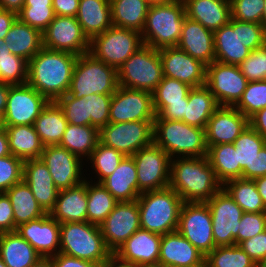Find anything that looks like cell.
I'll list each match as a JSON object with an SVG mask.
<instances>
[{
  "label": "cell",
  "instance_id": "6da1fadb",
  "mask_svg": "<svg viewBox=\"0 0 266 267\" xmlns=\"http://www.w3.org/2000/svg\"><path fill=\"white\" fill-rule=\"evenodd\" d=\"M77 55L43 47L28 61L27 84L49 102L67 94Z\"/></svg>",
  "mask_w": 266,
  "mask_h": 267
},
{
  "label": "cell",
  "instance_id": "7a4b0ae2",
  "mask_svg": "<svg viewBox=\"0 0 266 267\" xmlns=\"http://www.w3.org/2000/svg\"><path fill=\"white\" fill-rule=\"evenodd\" d=\"M183 202H206L223 185L205 157H178L171 159L170 183Z\"/></svg>",
  "mask_w": 266,
  "mask_h": 267
},
{
  "label": "cell",
  "instance_id": "3957f363",
  "mask_svg": "<svg viewBox=\"0 0 266 267\" xmlns=\"http://www.w3.org/2000/svg\"><path fill=\"white\" fill-rule=\"evenodd\" d=\"M153 142L171 158L205 157L208 152L205 129L159 116L154 119Z\"/></svg>",
  "mask_w": 266,
  "mask_h": 267
},
{
  "label": "cell",
  "instance_id": "277c9868",
  "mask_svg": "<svg viewBox=\"0 0 266 267\" xmlns=\"http://www.w3.org/2000/svg\"><path fill=\"white\" fill-rule=\"evenodd\" d=\"M137 202L142 229L161 236L178 229L183 200L172 188L142 192Z\"/></svg>",
  "mask_w": 266,
  "mask_h": 267
},
{
  "label": "cell",
  "instance_id": "5b68a950",
  "mask_svg": "<svg viewBox=\"0 0 266 267\" xmlns=\"http://www.w3.org/2000/svg\"><path fill=\"white\" fill-rule=\"evenodd\" d=\"M185 17L182 0L150 5L141 32L143 45L157 50L177 47Z\"/></svg>",
  "mask_w": 266,
  "mask_h": 267
},
{
  "label": "cell",
  "instance_id": "8992f818",
  "mask_svg": "<svg viewBox=\"0 0 266 267\" xmlns=\"http://www.w3.org/2000/svg\"><path fill=\"white\" fill-rule=\"evenodd\" d=\"M60 253L106 267L112 252L98 225L85 222L60 223Z\"/></svg>",
  "mask_w": 266,
  "mask_h": 267
},
{
  "label": "cell",
  "instance_id": "52a82bcc",
  "mask_svg": "<svg viewBox=\"0 0 266 267\" xmlns=\"http://www.w3.org/2000/svg\"><path fill=\"white\" fill-rule=\"evenodd\" d=\"M118 86L117 69L88 52L77 57L68 94L77 99L91 94L113 95Z\"/></svg>",
  "mask_w": 266,
  "mask_h": 267
},
{
  "label": "cell",
  "instance_id": "ba28073f",
  "mask_svg": "<svg viewBox=\"0 0 266 267\" xmlns=\"http://www.w3.org/2000/svg\"><path fill=\"white\" fill-rule=\"evenodd\" d=\"M117 73L119 86L152 93L164 77L159 50L142 45Z\"/></svg>",
  "mask_w": 266,
  "mask_h": 267
},
{
  "label": "cell",
  "instance_id": "9c48e42d",
  "mask_svg": "<svg viewBox=\"0 0 266 267\" xmlns=\"http://www.w3.org/2000/svg\"><path fill=\"white\" fill-rule=\"evenodd\" d=\"M142 45L140 32L111 26L90 41L89 53L118 69Z\"/></svg>",
  "mask_w": 266,
  "mask_h": 267
},
{
  "label": "cell",
  "instance_id": "30bf717a",
  "mask_svg": "<svg viewBox=\"0 0 266 267\" xmlns=\"http://www.w3.org/2000/svg\"><path fill=\"white\" fill-rule=\"evenodd\" d=\"M154 121L109 122L99 129V142L125 156L153 143Z\"/></svg>",
  "mask_w": 266,
  "mask_h": 267
},
{
  "label": "cell",
  "instance_id": "8fae6325",
  "mask_svg": "<svg viewBox=\"0 0 266 267\" xmlns=\"http://www.w3.org/2000/svg\"><path fill=\"white\" fill-rule=\"evenodd\" d=\"M177 231L205 257L217 247L212 232L211 211L206 202H183Z\"/></svg>",
  "mask_w": 266,
  "mask_h": 267
},
{
  "label": "cell",
  "instance_id": "7c38bea8",
  "mask_svg": "<svg viewBox=\"0 0 266 267\" xmlns=\"http://www.w3.org/2000/svg\"><path fill=\"white\" fill-rule=\"evenodd\" d=\"M140 193L169 187L171 157L154 142L133 156Z\"/></svg>",
  "mask_w": 266,
  "mask_h": 267
},
{
  "label": "cell",
  "instance_id": "4fadbf2b",
  "mask_svg": "<svg viewBox=\"0 0 266 267\" xmlns=\"http://www.w3.org/2000/svg\"><path fill=\"white\" fill-rule=\"evenodd\" d=\"M206 203L211 211L215 245H237L239 223L244 211L223 187Z\"/></svg>",
  "mask_w": 266,
  "mask_h": 267
},
{
  "label": "cell",
  "instance_id": "5bb4252c",
  "mask_svg": "<svg viewBox=\"0 0 266 267\" xmlns=\"http://www.w3.org/2000/svg\"><path fill=\"white\" fill-rule=\"evenodd\" d=\"M248 80L237 65L213 61L207 65L206 86L219 106L234 107L246 90Z\"/></svg>",
  "mask_w": 266,
  "mask_h": 267
},
{
  "label": "cell",
  "instance_id": "9a60e30c",
  "mask_svg": "<svg viewBox=\"0 0 266 267\" xmlns=\"http://www.w3.org/2000/svg\"><path fill=\"white\" fill-rule=\"evenodd\" d=\"M48 100L29 84L10 86L3 126L34 125Z\"/></svg>",
  "mask_w": 266,
  "mask_h": 267
},
{
  "label": "cell",
  "instance_id": "2e32d148",
  "mask_svg": "<svg viewBox=\"0 0 266 267\" xmlns=\"http://www.w3.org/2000/svg\"><path fill=\"white\" fill-rule=\"evenodd\" d=\"M152 93L118 86L110 102L109 122L154 121Z\"/></svg>",
  "mask_w": 266,
  "mask_h": 267
},
{
  "label": "cell",
  "instance_id": "e0dca14e",
  "mask_svg": "<svg viewBox=\"0 0 266 267\" xmlns=\"http://www.w3.org/2000/svg\"><path fill=\"white\" fill-rule=\"evenodd\" d=\"M43 47L66 51L77 56L88 53L90 41L84 35L76 17L55 16L42 32Z\"/></svg>",
  "mask_w": 266,
  "mask_h": 267
},
{
  "label": "cell",
  "instance_id": "ac0fdd59",
  "mask_svg": "<svg viewBox=\"0 0 266 267\" xmlns=\"http://www.w3.org/2000/svg\"><path fill=\"white\" fill-rule=\"evenodd\" d=\"M100 228L107 248L115 253L141 228L137 200L118 202Z\"/></svg>",
  "mask_w": 266,
  "mask_h": 267
},
{
  "label": "cell",
  "instance_id": "d6986e66",
  "mask_svg": "<svg viewBox=\"0 0 266 267\" xmlns=\"http://www.w3.org/2000/svg\"><path fill=\"white\" fill-rule=\"evenodd\" d=\"M41 160L46 164L55 186L68 189L82 183L83 159L59 145L44 146ZM83 163V164H82Z\"/></svg>",
  "mask_w": 266,
  "mask_h": 267
},
{
  "label": "cell",
  "instance_id": "ffe728a7",
  "mask_svg": "<svg viewBox=\"0 0 266 267\" xmlns=\"http://www.w3.org/2000/svg\"><path fill=\"white\" fill-rule=\"evenodd\" d=\"M163 75L191 87L206 85L207 65L178 47L159 49Z\"/></svg>",
  "mask_w": 266,
  "mask_h": 267
},
{
  "label": "cell",
  "instance_id": "44dd1931",
  "mask_svg": "<svg viewBox=\"0 0 266 267\" xmlns=\"http://www.w3.org/2000/svg\"><path fill=\"white\" fill-rule=\"evenodd\" d=\"M16 231L41 257L60 253V223L49 213L19 225Z\"/></svg>",
  "mask_w": 266,
  "mask_h": 267
},
{
  "label": "cell",
  "instance_id": "7402d4cb",
  "mask_svg": "<svg viewBox=\"0 0 266 267\" xmlns=\"http://www.w3.org/2000/svg\"><path fill=\"white\" fill-rule=\"evenodd\" d=\"M248 126L249 119L235 107L220 106L205 128L207 147L234 143Z\"/></svg>",
  "mask_w": 266,
  "mask_h": 267
},
{
  "label": "cell",
  "instance_id": "603a6c76",
  "mask_svg": "<svg viewBox=\"0 0 266 267\" xmlns=\"http://www.w3.org/2000/svg\"><path fill=\"white\" fill-rule=\"evenodd\" d=\"M205 256L177 230L162 235L158 267H196Z\"/></svg>",
  "mask_w": 266,
  "mask_h": 267
},
{
  "label": "cell",
  "instance_id": "cb8c5ba5",
  "mask_svg": "<svg viewBox=\"0 0 266 267\" xmlns=\"http://www.w3.org/2000/svg\"><path fill=\"white\" fill-rule=\"evenodd\" d=\"M162 236L140 228L114 253L120 259L145 267H158Z\"/></svg>",
  "mask_w": 266,
  "mask_h": 267
},
{
  "label": "cell",
  "instance_id": "d4e9b609",
  "mask_svg": "<svg viewBox=\"0 0 266 267\" xmlns=\"http://www.w3.org/2000/svg\"><path fill=\"white\" fill-rule=\"evenodd\" d=\"M23 179L42 209L50 213L55 207L59 189L41 158L24 161Z\"/></svg>",
  "mask_w": 266,
  "mask_h": 267
},
{
  "label": "cell",
  "instance_id": "484cf974",
  "mask_svg": "<svg viewBox=\"0 0 266 267\" xmlns=\"http://www.w3.org/2000/svg\"><path fill=\"white\" fill-rule=\"evenodd\" d=\"M177 47L209 65L215 61L214 32L185 17Z\"/></svg>",
  "mask_w": 266,
  "mask_h": 267
},
{
  "label": "cell",
  "instance_id": "4316f807",
  "mask_svg": "<svg viewBox=\"0 0 266 267\" xmlns=\"http://www.w3.org/2000/svg\"><path fill=\"white\" fill-rule=\"evenodd\" d=\"M215 61L239 66L250 54L242 44L241 21L229 22L214 32Z\"/></svg>",
  "mask_w": 266,
  "mask_h": 267
},
{
  "label": "cell",
  "instance_id": "83f0119b",
  "mask_svg": "<svg viewBox=\"0 0 266 267\" xmlns=\"http://www.w3.org/2000/svg\"><path fill=\"white\" fill-rule=\"evenodd\" d=\"M49 214L59 223L87 221V178L79 185L59 190Z\"/></svg>",
  "mask_w": 266,
  "mask_h": 267
},
{
  "label": "cell",
  "instance_id": "f1b7e54d",
  "mask_svg": "<svg viewBox=\"0 0 266 267\" xmlns=\"http://www.w3.org/2000/svg\"><path fill=\"white\" fill-rule=\"evenodd\" d=\"M185 15L215 32L231 18L230 0H182Z\"/></svg>",
  "mask_w": 266,
  "mask_h": 267
},
{
  "label": "cell",
  "instance_id": "f546056e",
  "mask_svg": "<svg viewBox=\"0 0 266 267\" xmlns=\"http://www.w3.org/2000/svg\"><path fill=\"white\" fill-rule=\"evenodd\" d=\"M101 183L118 202L137 200L141 194L138 191L136 164L132 156H125L115 171Z\"/></svg>",
  "mask_w": 266,
  "mask_h": 267
},
{
  "label": "cell",
  "instance_id": "4dcf8cb0",
  "mask_svg": "<svg viewBox=\"0 0 266 267\" xmlns=\"http://www.w3.org/2000/svg\"><path fill=\"white\" fill-rule=\"evenodd\" d=\"M76 19L91 41L112 26L110 0H80Z\"/></svg>",
  "mask_w": 266,
  "mask_h": 267
},
{
  "label": "cell",
  "instance_id": "1f68e13d",
  "mask_svg": "<svg viewBox=\"0 0 266 267\" xmlns=\"http://www.w3.org/2000/svg\"><path fill=\"white\" fill-rule=\"evenodd\" d=\"M3 40L13 55L27 62L43 48L42 32L21 22L18 18Z\"/></svg>",
  "mask_w": 266,
  "mask_h": 267
},
{
  "label": "cell",
  "instance_id": "d6a6232c",
  "mask_svg": "<svg viewBox=\"0 0 266 267\" xmlns=\"http://www.w3.org/2000/svg\"><path fill=\"white\" fill-rule=\"evenodd\" d=\"M0 257L7 267H31L41 258L17 231L0 233Z\"/></svg>",
  "mask_w": 266,
  "mask_h": 267
},
{
  "label": "cell",
  "instance_id": "836d02e7",
  "mask_svg": "<svg viewBox=\"0 0 266 267\" xmlns=\"http://www.w3.org/2000/svg\"><path fill=\"white\" fill-rule=\"evenodd\" d=\"M7 132L10 153L26 161L41 157L44 149L34 125L3 126Z\"/></svg>",
  "mask_w": 266,
  "mask_h": 267
},
{
  "label": "cell",
  "instance_id": "e575fe53",
  "mask_svg": "<svg viewBox=\"0 0 266 267\" xmlns=\"http://www.w3.org/2000/svg\"><path fill=\"white\" fill-rule=\"evenodd\" d=\"M219 107L206 85L193 87L188 94V105L182 121L188 125L205 129L210 117Z\"/></svg>",
  "mask_w": 266,
  "mask_h": 267
},
{
  "label": "cell",
  "instance_id": "d590c367",
  "mask_svg": "<svg viewBox=\"0 0 266 267\" xmlns=\"http://www.w3.org/2000/svg\"><path fill=\"white\" fill-rule=\"evenodd\" d=\"M64 112L57 102H48L34 123L44 146L59 145L67 127Z\"/></svg>",
  "mask_w": 266,
  "mask_h": 267
},
{
  "label": "cell",
  "instance_id": "8d00e7d4",
  "mask_svg": "<svg viewBox=\"0 0 266 267\" xmlns=\"http://www.w3.org/2000/svg\"><path fill=\"white\" fill-rule=\"evenodd\" d=\"M5 193L10 198L13 208L15 231L19 225L47 214L35 199L24 179L13 185Z\"/></svg>",
  "mask_w": 266,
  "mask_h": 267
},
{
  "label": "cell",
  "instance_id": "74e56055",
  "mask_svg": "<svg viewBox=\"0 0 266 267\" xmlns=\"http://www.w3.org/2000/svg\"><path fill=\"white\" fill-rule=\"evenodd\" d=\"M112 26L142 32L150 4L146 0H110Z\"/></svg>",
  "mask_w": 266,
  "mask_h": 267
},
{
  "label": "cell",
  "instance_id": "f35d334b",
  "mask_svg": "<svg viewBox=\"0 0 266 267\" xmlns=\"http://www.w3.org/2000/svg\"><path fill=\"white\" fill-rule=\"evenodd\" d=\"M207 158L222 185L230 180L242 178L243 170L238 163L237 152L233 143L210 146Z\"/></svg>",
  "mask_w": 266,
  "mask_h": 267
},
{
  "label": "cell",
  "instance_id": "ab89813d",
  "mask_svg": "<svg viewBox=\"0 0 266 267\" xmlns=\"http://www.w3.org/2000/svg\"><path fill=\"white\" fill-rule=\"evenodd\" d=\"M99 142V129L90 125L67 124L63 138L59 144L71 153L82 157H90Z\"/></svg>",
  "mask_w": 266,
  "mask_h": 267
},
{
  "label": "cell",
  "instance_id": "60d3db41",
  "mask_svg": "<svg viewBox=\"0 0 266 267\" xmlns=\"http://www.w3.org/2000/svg\"><path fill=\"white\" fill-rule=\"evenodd\" d=\"M233 144L237 152L238 163L243 170L242 178L253 180L254 160L266 145V138L249 125Z\"/></svg>",
  "mask_w": 266,
  "mask_h": 267
},
{
  "label": "cell",
  "instance_id": "b9f144b4",
  "mask_svg": "<svg viewBox=\"0 0 266 267\" xmlns=\"http://www.w3.org/2000/svg\"><path fill=\"white\" fill-rule=\"evenodd\" d=\"M91 181L87 180V222L100 226L118 201L102 183Z\"/></svg>",
  "mask_w": 266,
  "mask_h": 267
},
{
  "label": "cell",
  "instance_id": "7bdbcfd3",
  "mask_svg": "<svg viewBox=\"0 0 266 267\" xmlns=\"http://www.w3.org/2000/svg\"><path fill=\"white\" fill-rule=\"evenodd\" d=\"M223 188L244 212H266V207L251 179L238 178L226 182Z\"/></svg>",
  "mask_w": 266,
  "mask_h": 267
},
{
  "label": "cell",
  "instance_id": "ee69618b",
  "mask_svg": "<svg viewBox=\"0 0 266 267\" xmlns=\"http://www.w3.org/2000/svg\"><path fill=\"white\" fill-rule=\"evenodd\" d=\"M192 88L184 82L164 76L152 92L153 108L156 116L171 103L188 102V94Z\"/></svg>",
  "mask_w": 266,
  "mask_h": 267
},
{
  "label": "cell",
  "instance_id": "f6af8a7d",
  "mask_svg": "<svg viewBox=\"0 0 266 267\" xmlns=\"http://www.w3.org/2000/svg\"><path fill=\"white\" fill-rule=\"evenodd\" d=\"M52 0H25L17 18L43 32L54 19Z\"/></svg>",
  "mask_w": 266,
  "mask_h": 267
},
{
  "label": "cell",
  "instance_id": "bcb514c9",
  "mask_svg": "<svg viewBox=\"0 0 266 267\" xmlns=\"http://www.w3.org/2000/svg\"><path fill=\"white\" fill-rule=\"evenodd\" d=\"M205 261L210 267H257L256 262L236 244L215 247Z\"/></svg>",
  "mask_w": 266,
  "mask_h": 267
},
{
  "label": "cell",
  "instance_id": "7dc6e473",
  "mask_svg": "<svg viewBox=\"0 0 266 267\" xmlns=\"http://www.w3.org/2000/svg\"><path fill=\"white\" fill-rule=\"evenodd\" d=\"M124 157L125 155L116 149L98 142L86 161L90 160V163H92L91 167L95 170L94 174L97 173L96 178L98 180L96 183H101L115 171Z\"/></svg>",
  "mask_w": 266,
  "mask_h": 267
},
{
  "label": "cell",
  "instance_id": "c3c4849f",
  "mask_svg": "<svg viewBox=\"0 0 266 267\" xmlns=\"http://www.w3.org/2000/svg\"><path fill=\"white\" fill-rule=\"evenodd\" d=\"M234 107L248 119L266 108V80L248 82L241 99Z\"/></svg>",
  "mask_w": 266,
  "mask_h": 267
},
{
  "label": "cell",
  "instance_id": "681fc988",
  "mask_svg": "<svg viewBox=\"0 0 266 267\" xmlns=\"http://www.w3.org/2000/svg\"><path fill=\"white\" fill-rule=\"evenodd\" d=\"M28 62L12 53L0 58V83L23 85L27 83Z\"/></svg>",
  "mask_w": 266,
  "mask_h": 267
},
{
  "label": "cell",
  "instance_id": "f907efd6",
  "mask_svg": "<svg viewBox=\"0 0 266 267\" xmlns=\"http://www.w3.org/2000/svg\"><path fill=\"white\" fill-rule=\"evenodd\" d=\"M56 102L63 110L69 124L89 125V108L86 99L83 97L77 99L67 93Z\"/></svg>",
  "mask_w": 266,
  "mask_h": 267
},
{
  "label": "cell",
  "instance_id": "816d5d0a",
  "mask_svg": "<svg viewBox=\"0 0 266 267\" xmlns=\"http://www.w3.org/2000/svg\"><path fill=\"white\" fill-rule=\"evenodd\" d=\"M24 161L16 156L0 157V193L23 180Z\"/></svg>",
  "mask_w": 266,
  "mask_h": 267
},
{
  "label": "cell",
  "instance_id": "f5cc1de1",
  "mask_svg": "<svg viewBox=\"0 0 266 267\" xmlns=\"http://www.w3.org/2000/svg\"><path fill=\"white\" fill-rule=\"evenodd\" d=\"M83 98L88 101L89 125L98 129L106 126L109 123L112 95L91 94Z\"/></svg>",
  "mask_w": 266,
  "mask_h": 267
},
{
  "label": "cell",
  "instance_id": "db71d44e",
  "mask_svg": "<svg viewBox=\"0 0 266 267\" xmlns=\"http://www.w3.org/2000/svg\"><path fill=\"white\" fill-rule=\"evenodd\" d=\"M231 18L261 24L264 0H230Z\"/></svg>",
  "mask_w": 266,
  "mask_h": 267
},
{
  "label": "cell",
  "instance_id": "11a10c76",
  "mask_svg": "<svg viewBox=\"0 0 266 267\" xmlns=\"http://www.w3.org/2000/svg\"><path fill=\"white\" fill-rule=\"evenodd\" d=\"M239 67L248 82L266 80V45L251 51Z\"/></svg>",
  "mask_w": 266,
  "mask_h": 267
},
{
  "label": "cell",
  "instance_id": "9f6ffc18",
  "mask_svg": "<svg viewBox=\"0 0 266 267\" xmlns=\"http://www.w3.org/2000/svg\"><path fill=\"white\" fill-rule=\"evenodd\" d=\"M266 230V212H244L239 223L237 245Z\"/></svg>",
  "mask_w": 266,
  "mask_h": 267
},
{
  "label": "cell",
  "instance_id": "6f0895ef",
  "mask_svg": "<svg viewBox=\"0 0 266 267\" xmlns=\"http://www.w3.org/2000/svg\"><path fill=\"white\" fill-rule=\"evenodd\" d=\"M242 44L250 51L261 48L266 42V31L262 24L241 21Z\"/></svg>",
  "mask_w": 266,
  "mask_h": 267
},
{
  "label": "cell",
  "instance_id": "680465c9",
  "mask_svg": "<svg viewBox=\"0 0 266 267\" xmlns=\"http://www.w3.org/2000/svg\"><path fill=\"white\" fill-rule=\"evenodd\" d=\"M239 246L258 264L266 257V230L250 239L244 240Z\"/></svg>",
  "mask_w": 266,
  "mask_h": 267
},
{
  "label": "cell",
  "instance_id": "91938a15",
  "mask_svg": "<svg viewBox=\"0 0 266 267\" xmlns=\"http://www.w3.org/2000/svg\"><path fill=\"white\" fill-rule=\"evenodd\" d=\"M15 231L13 208L6 193H0V233Z\"/></svg>",
  "mask_w": 266,
  "mask_h": 267
},
{
  "label": "cell",
  "instance_id": "94428289",
  "mask_svg": "<svg viewBox=\"0 0 266 267\" xmlns=\"http://www.w3.org/2000/svg\"><path fill=\"white\" fill-rule=\"evenodd\" d=\"M54 267H100L98 264L63 253L50 257Z\"/></svg>",
  "mask_w": 266,
  "mask_h": 267
},
{
  "label": "cell",
  "instance_id": "6125c7cd",
  "mask_svg": "<svg viewBox=\"0 0 266 267\" xmlns=\"http://www.w3.org/2000/svg\"><path fill=\"white\" fill-rule=\"evenodd\" d=\"M80 0H52L55 16L76 17Z\"/></svg>",
  "mask_w": 266,
  "mask_h": 267
},
{
  "label": "cell",
  "instance_id": "be15d7a7",
  "mask_svg": "<svg viewBox=\"0 0 266 267\" xmlns=\"http://www.w3.org/2000/svg\"><path fill=\"white\" fill-rule=\"evenodd\" d=\"M188 102H177L168 105L158 116L161 119L182 121Z\"/></svg>",
  "mask_w": 266,
  "mask_h": 267
},
{
  "label": "cell",
  "instance_id": "e7e4bbea",
  "mask_svg": "<svg viewBox=\"0 0 266 267\" xmlns=\"http://www.w3.org/2000/svg\"><path fill=\"white\" fill-rule=\"evenodd\" d=\"M249 125L266 138V108L261 109L249 119Z\"/></svg>",
  "mask_w": 266,
  "mask_h": 267
},
{
  "label": "cell",
  "instance_id": "03108f58",
  "mask_svg": "<svg viewBox=\"0 0 266 267\" xmlns=\"http://www.w3.org/2000/svg\"><path fill=\"white\" fill-rule=\"evenodd\" d=\"M16 19V13L0 9V39L5 38Z\"/></svg>",
  "mask_w": 266,
  "mask_h": 267
},
{
  "label": "cell",
  "instance_id": "003e7915",
  "mask_svg": "<svg viewBox=\"0 0 266 267\" xmlns=\"http://www.w3.org/2000/svg\"><path fill=\"white\" fill-rule=\"evenodd\" d=\"M266 175V145L260 150L254 160L253 180Z\"/></svg>",
  "mask_w": 266,
  "mask_h": 267
},
{
  "label": "cell",
  "instance_id": "a7ac6f4b",
  "mask_svg": "<svg viewBox=\"0 0 266 267\" xmlns=\"http://www.w3.org/2000/svg\"><path fill=\"white\" fill-rule=\"evenodd\" d=\"M25 0H0V9L18 14L24 6Z\"/></svg>",
  "mask_w": 266,
  "mask_h": 267
},
{
  "label": "cell",
  "instance_id": "89a4df30",
  "mask_svg": "<svg viewBox=\"0 0 266 267\" xmlns=\"http://www.w3.org/2000/svg\"><path fill=\"white\" fill-rule=\"evenodd\" d=\"M106 267H145V266L133 262L124 261L119 257H117L114 253H112Z\"/></svg>",
  "mask_w": 266,
  "mask_h": 267
},
{
  "label": "cell",
  "instance_id": "2644e50d",
  "mask_svg": "<svg viewBox=\"0 0 266 267\" xmlns=\"http://www.w3.org/2000/svg\"><path fill=\"white\" fill-rule=\"evenodd\" d=\"M11 85L0 83V118L2 119L7 106V96Z\"/></svg>",
  "mask_w": 266,
  "mask_h": 267
},
{
  "label": "cell",
  "instance_id": "8c879c8a",
  "mask_svg": "<svg viewBox=\"0 0 266 267\" xmlns=\"http://www.w3.org/2000/svg\"><path fill=\"white\" fill-rule=\"evenodd\" d=\"M11 155L8 135L4 127L0 129V157Z\"/></svg>",
  "mask_w": 266,
  "mask_h": 267
},
{
  "label": "cell",
  "instance_id": "753ad0ef",
  "mask_svg": "<svg viewBox=\"0 0 266 267\" xmlns=\"http://www.w3.org/2000/svg\"><path fill=\"white\" fill-rule=\"evenodd\" d=\"M257 191L259 192L262 201L266 207V175L254 179Z\"/></svg>",
  "mask_w": 266,
  "mask_h": 267
},
{
  "label": "cell",
  "instance_id": "34e18365",
  "mask_svg": "<svg viewBox=\"0 0 266 267\" xmlns=\"http://www.w3.org/2000/svg\"><path fill=\"white\" fill-rule=\"evenodd\" d=\"M31 267H54L50 257H41Z\"/></svg>",
  "mask_w": 266,
  "mask_h": 267
},
{
  "label": "cell",
  "instance_id": "11e5206c",
  "mask_svg": "<svg viewBox=\"0 0 266 267\" xmlns=\"http://www.w3.org/2000/svg\"><path fill=\"white\" fill-rule=\"evenodd\" d=\"M11 54V51L7 48L6 43H4L3 39H0V58L2 56H8Z\"/></svg>",
  "mask_w": 266,
  "mask_h": 267
},
{
  "label": "cell",
  "instance_id": "2a66077c",
  "mask_svg": "<svg viewBox=\"0 0 266 267\" xmlns=\"http://www.w3.org/2000/svg\"><path fill=\"white\" fill-rule=\"evenodd\" d=\"M261 24L263 25V28L266 31V0H264V11H263V14H262Z\"/></svg>",
  "mask_w": 266,
  "mask_h": 267
},
{
  "label": "cell",
  "instance_id": "b9fcfbb0",
  "mask_svg": "<svg viewBox=\"0 0 266 267\" xmlns=\"http://www.w3.org/2000/svg\"><path fill=\"white\" fill-rule=\"evenodd\" d=\"M150 5L154 4H166L170 2L171 0H146Z\"/></svg>",
  "mask_w": 266,
  "mask_h": 267
},
{
  "label": "cell",
  "instance_id": "09005b40",
  "mask_svg": "<svg viewBox=\"0 0 266 267\" xmlns=\"http://www.w3.org/2000/svg\"><path fill=\"white\" fill-rule=\"evenodd\" d=\"M257 267H266V257L257 264Z\"/></svg>",
  "mask_w": 266,
  "mask_h": 267
},
{
  "label": "cell",
  "instance_id": "979ff035",
  "mask_svg": "<svg viewBox=\"0 0 266 267\" xmlns=\"http://www.w3.org/2000/svg\"><path fill=\"white\" fill-rule=\"evenodd\" d=\"M196 267H210V265L206 261H203L200 265Z\"/></svg>",
  "mask_w": 266,
  "mask_h": 267
},
{
  "label": "cell",
  "instance_id": "deb4b68c",
  "mask_svg": "<svg viewBox=\"0 0 266 267\" xmlns=\"http://www.w3.org/2000/svg\"><path fill=\"white\" fill-rule=\"evenodd\" d=\"M0 267H7V266L5 265V263H4V261L1 259V257H0Z\"/></svg>",
  "mask_w": 266,
  "mask_h": 267
},
{
  "label": "cell",
  "instance_id": "67dfc351",
  "mask_svg": "<svg viewBox=\"0 0 266 267\" xmlns=\"http://www.w3.org/2000/svg\"><path fill=\"white\" fill-rule=\"evenodd\" d=\"M3 127L2 125V119L0 118V129Z\"/></svg>",
  "mask_w": 266,
  "mask_h": 267
}]
</instances>
